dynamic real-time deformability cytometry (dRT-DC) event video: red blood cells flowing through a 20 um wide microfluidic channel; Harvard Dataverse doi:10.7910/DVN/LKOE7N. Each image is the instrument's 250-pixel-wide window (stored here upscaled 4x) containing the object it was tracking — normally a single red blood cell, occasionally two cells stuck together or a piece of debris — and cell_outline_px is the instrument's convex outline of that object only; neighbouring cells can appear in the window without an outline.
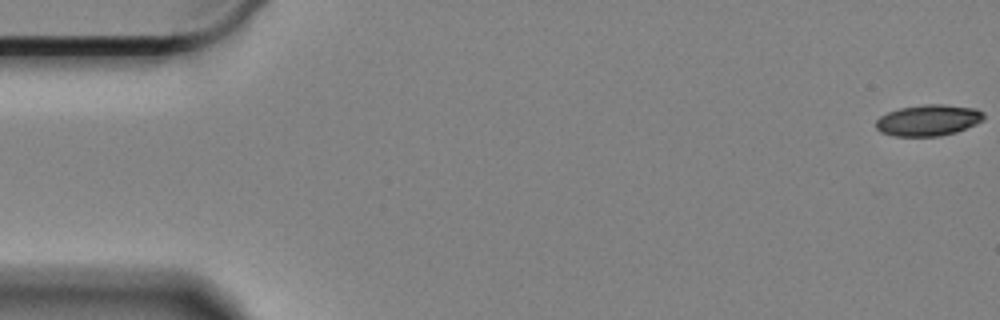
{"species": "Egyptian fruit bat (a non-hibernating species)", "species_latin": "Rousettus aegyptiacus", "temperature_condition": "cold", "stored_images_in_passage": 60, "camera_frame_rate_fps": 3000, "um_per_image_px": 0.085, "animal": {"sex": "female"}, "frame": {"image": 1, "passage_image": 1, "time_ms": 0.0, "image_size_px": [1000, 320], "cell_outline_px": [[984, 120], [976, 124], [956, 132], [940, 136], [896, 136], [880, 132], [876, 128], [876, 120], [880, 116], [888, 112], [900, 108], [924, 104], [944, 104], [976, 108], [984, 112]], "centroid_in_image_um": [78.93, 10.21], "position_along_channel_um": 6.1, "area_um2": 19.71}}
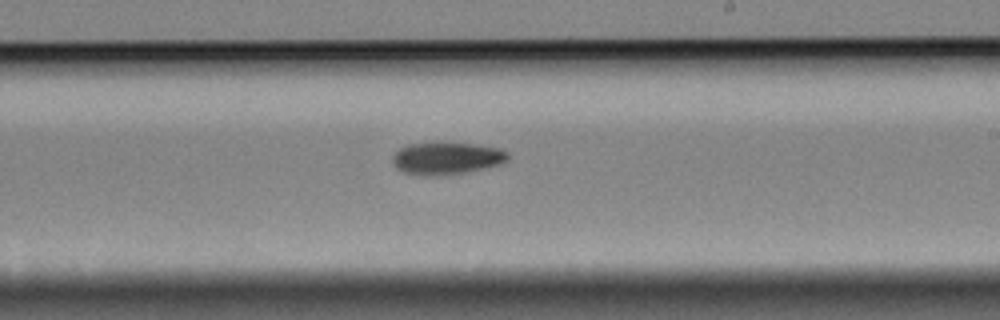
{"frame": {"image": 2, "passage_image": 35, "time_ms": 11.333, "image_size_px": [1000, 320], "cell_outline_px": [[508, 160], [500, 164], [464, 172], [432, 176], [428, 176], [404, 172], [396, 168], [392, 160], [392, 156], [404, 144], [476, 144], [500, 148], [508, 152]], "centroid_in_image_um": [37.96, 13.46], "position_along_channel_um": 251.0, "area_um2": 21.21}}
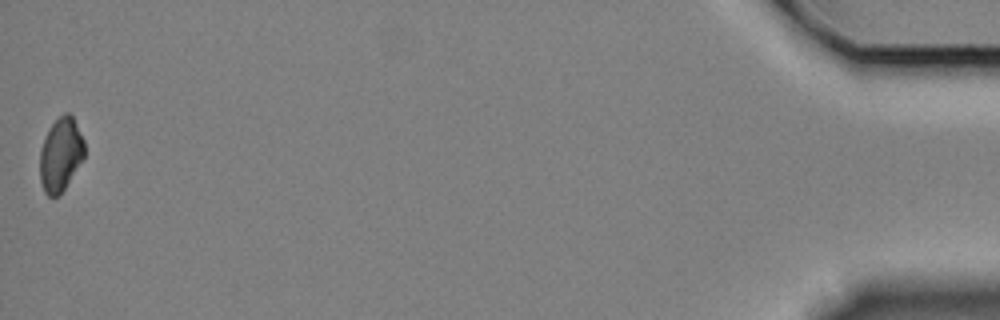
{"frame": {"image": 3, "passage_image": 60, "time_ms": 19.667, "image_size_px": [1000, 320], "cell_outline_px": [[84, 156], [64, 188], [56, 196], [48, 196], [44, 192], [40, 180], [40, 148], [48, 128], [64, 112], [68, 112], [72, 116], [84, 140]], "centroid_in_image_um": [5.13, 13.11], "position_along_channel_um": 430.1, "area_um2": 18.79}, "authors_computed_cell_mechanics": {"area_um2": 20.7502, "velocity_mm_per_s": 3.3081, "shape_relaxation_time_tau1_ms": 6.944, "shape_relaxation_time_tau2_ms": null, "deformation_change_tau1": 0.1198, "deformation_change_tau2": null}}